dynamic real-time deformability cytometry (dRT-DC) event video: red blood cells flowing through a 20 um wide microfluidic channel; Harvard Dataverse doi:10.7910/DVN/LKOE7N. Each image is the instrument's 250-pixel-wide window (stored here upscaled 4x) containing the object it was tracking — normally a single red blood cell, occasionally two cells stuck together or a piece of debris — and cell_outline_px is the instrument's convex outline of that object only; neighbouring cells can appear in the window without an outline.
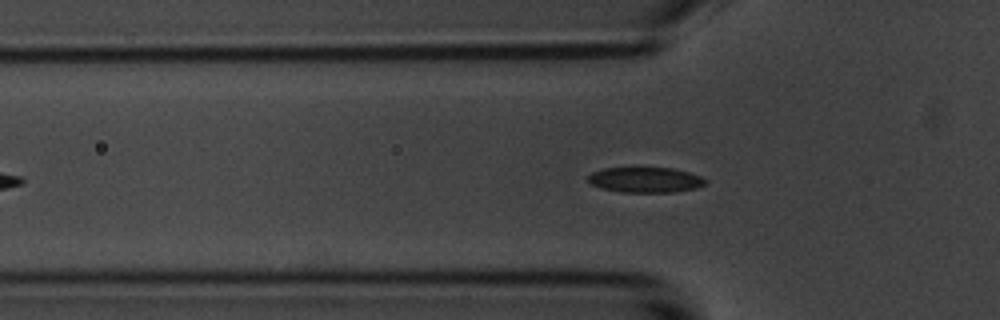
{"species": "common noctule bat (a hibernating species)", "species_latin": "Nyctalus noctula", "temperature_condition": "room temperature", "stored_images_in_passage": 46, "camera_frame_rate_fps": 3000, "um_per_image_px": 0.085, "animal": {"sex": "male", "body_mass_g": 20.1, "forearm_length_mm": 53.5}, "frame": {"image": 1, "passage_image": 13, "time_ms": 4.0, "image_size_px": [1000, 320], "cell_outline_px": [[708, 180], [704, 184], [696, 188], [672, 192], [620, 192], [588, 184], [588, 176], [592, 172], [604, 168], [632, 164], [672, 168], [688, 172], [700, 176]], "centroid_in_image_um": [54.8, 15.23], "position_along_channel_um": 71.0, "area_um2": 18.21}}
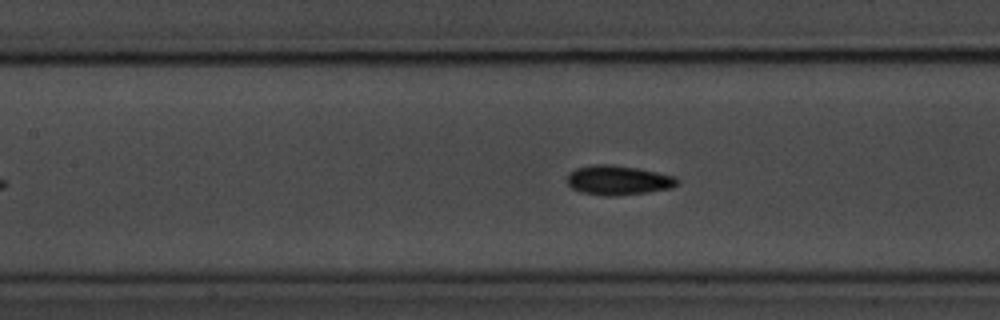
{"frame": {"image": 2, "passage_image": 20, "time_ms": 6.333, "image_size_px": [1000, 320], "cell_outline_px": [[680, 184], [672, 188], [648, 192], [616, 196], [604, 196], [580, 192], [572, 188], [568, 184], [568, 176], [576, 168], [592, 164], [612, 164], [636, 168], [676, 176], [680, 180]], "centroid_in_image_um": [52.59, 15.32], "position_along_channel_um": 154.8, "area_um2": 19.07}}
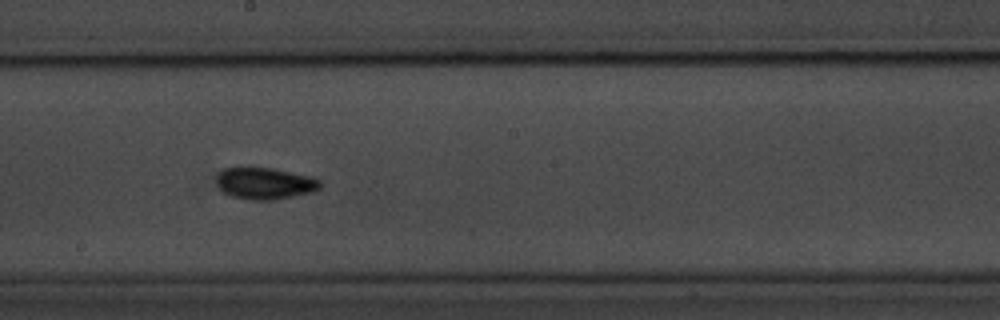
{"frame": {"image": 3, "passage_image": 26, "time_ms": 8.333, "image_size_px": [1000, 320], "cell_outline_px": [[320, 188], [312, 192], [272, 200], [252, 200], [232, 196], [224, 192], [216, 184], [216, 176], [224, 168], [244, 164], [248, 164], [272, 168], [308, 176], [320, 180]], "centroid_in_image_um": [22.43, 15.54], "position_along_channel_um": 225.8, "area_um2": 19.59}, "authors_computed_cell_mechanics": {"area_um2": 18.1492, "velocity_mm_per_s": 3.5551, "shape_relaxation_time_tau1_ms": 3.1211, "shape_relaxation_time_tau2_ms": 2.5838, "deformation_change_tau1": 0.0863, "deformation_change_tau2": 0.0822}}